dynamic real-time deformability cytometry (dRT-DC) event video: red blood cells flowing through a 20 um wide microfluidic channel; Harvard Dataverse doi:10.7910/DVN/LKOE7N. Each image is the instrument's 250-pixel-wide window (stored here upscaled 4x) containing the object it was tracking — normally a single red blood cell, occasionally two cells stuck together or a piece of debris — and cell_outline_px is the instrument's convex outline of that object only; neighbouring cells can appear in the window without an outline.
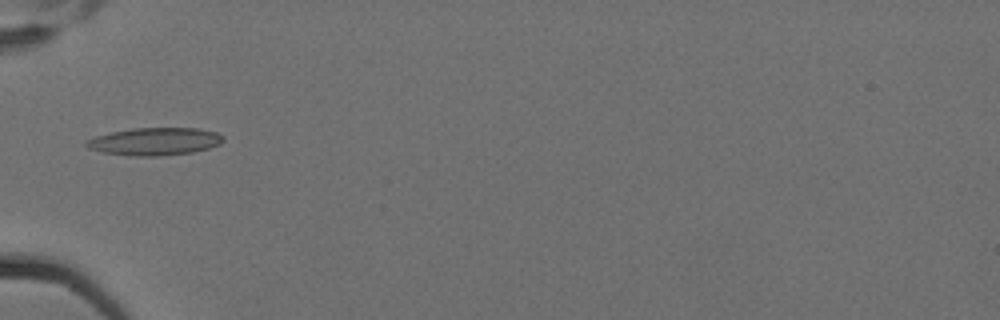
{"species": "Egyptian fruit bat (a non-hibernating species)", "species_latin": "Rousettus aegyptiacus", "temperature_condition": "cold", "stored_images_in_passage": 5, "camera_frame_rate_fps": 3000, "um_per_image_px": 0.085, "animal": {"sex": "female"}, "frame": {"image": 1, "passage_image": 2, "time_ms": 0.333, "image_size_px": [1000, 320], "cell_outline_px": [[224, 140], [220, 144], [208, 148], [192, 152], [156, 156], [132, 156], [104, 152], [88, 148], [84, 144], [84, 140], [96, 136], [112, 132], [132, 128], [196, 128], [216, 132], [224, 136]], "centroid_in_image_um": [13.14, 12.02], "position_along_channel_um": 71.9, "area_um2": 21.96}}
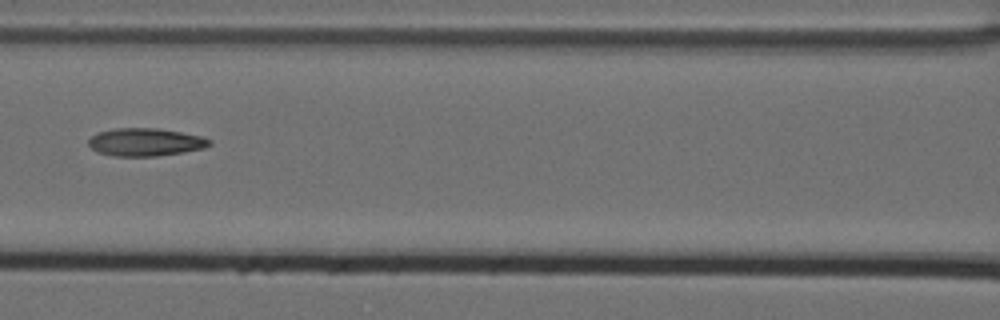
{"frame": {"image": 2, "passage_image": 4, "time_ms": 1.0, "image_size_px": [1000, 320], "cell_outline_px": [[212, 144], [204, 148], [184, 152], [156, 156], [112, 156], [96, 152], [88, 144], [88, 140], [92, 136], [100, 132], [116, 128], [156, 128], [180, 132], [200, 136], [212, 140]], "centroid_in_image_um": [12.36, 12.09], "position_along_channel_um": 154.2, "area_um2": 19.59}}
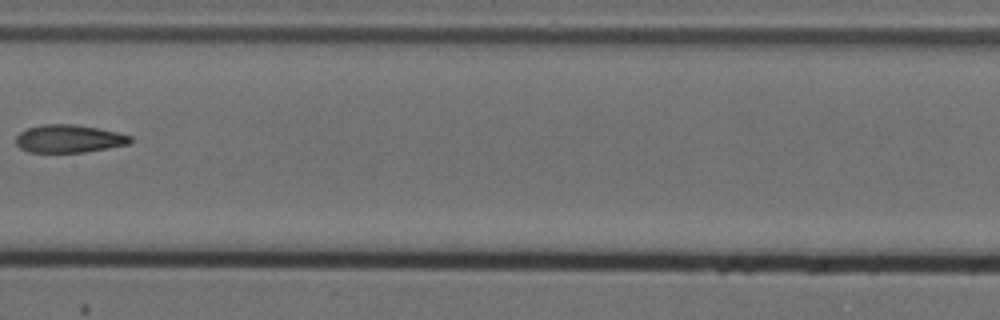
{"frame": {"image": 3, "passage_image": 5, "time_ms": 1.333, "image_size_px": [1000, 320], "cell_outline_px": [[132, 140], [128, 144], [108, 148], [84, 152], [28, 152], [20, 148], [16, 144], [16, 136], [20, 132], [28, 128], [44, 124], [72, 124], [100, 128], [132, 136]], "centroid_in_image_um": [5.86, 11.79], "position_along_channel_um": 201.5, "area_um2": 18.55}}